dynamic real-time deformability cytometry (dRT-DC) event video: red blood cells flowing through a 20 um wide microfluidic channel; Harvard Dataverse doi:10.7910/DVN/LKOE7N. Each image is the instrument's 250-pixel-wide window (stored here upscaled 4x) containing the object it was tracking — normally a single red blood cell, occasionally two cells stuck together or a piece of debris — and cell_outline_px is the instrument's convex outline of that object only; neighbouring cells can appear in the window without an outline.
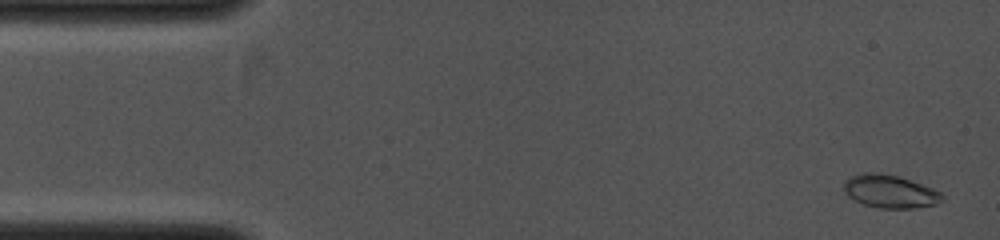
{"species": "common noctule bat (a hibernating species)", "species_latin": "Nyctalus noctula", "temperature_condition": "cold", "stored_images_in_passage": 28, "camera_frame_rate_fps": 4000, "um_per_image_px": 0.085, "animal": {"sex": "female", "body_mass_g": 19.0, "forearm_length_mm": 53.3}, "frame": {"image": 1, "passage_image": 1, "time_ms": 0.0, "image_size_px": [1000, 240], "cell_outline_px": [[944, 200], [936, 204], [916, 208], [880, 208], [864, 204], [848, 196], [844, 192], [844, 180], [848, 176], [864, 172], [876, 172], [896, 176], [932, 188], [940, 192], [944, 196]], "centroid_in_image_um": [75.62, 16.27], "position_along_channel_um": 9.4, "area_um2": 18.84}}
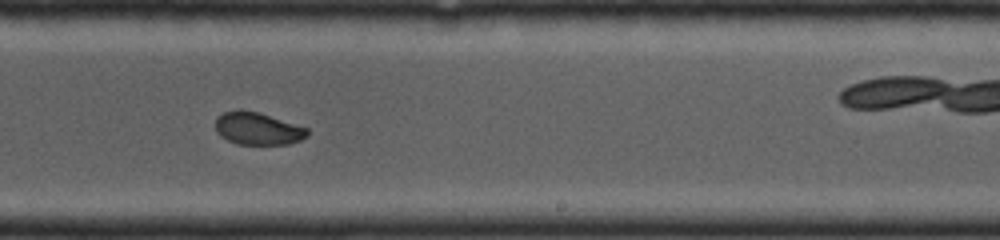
{"frame": {"image": 2, "passage_image": 17, "time_ms": 6.75, "image_size_px": [1000, 240], "cell_outline_px": [[308, 136], [300, 140], [288, 144], [236, 144], [220, 136], [216, 132], [216, 120], [224, 112], [240, 108], [256, 112], [308, 128]], "centroid_in_image_um": [21.89, 10.93], "position_along_channel_um": 267.1, "area_um2": 17.22}}
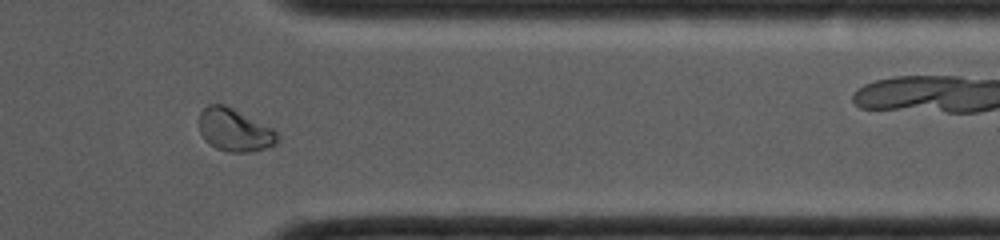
{"frame": {"image": 3, "passage_image": 23, "time_ms": 9.0, "image_size_px": [1000, 240], "cell_outline_px": [[280, 136], [276, 144], [264, 148], [248, 152], [228, 152], [216, 148], [208, 144], [204, 140], [200, 132], [200, 112], [208, 104], [224, 104], [272, 128]], "centroid_in_image_um": [19.92, 11.06], "position_along_channel_um": 391.5, "area_um2": 19.36}}